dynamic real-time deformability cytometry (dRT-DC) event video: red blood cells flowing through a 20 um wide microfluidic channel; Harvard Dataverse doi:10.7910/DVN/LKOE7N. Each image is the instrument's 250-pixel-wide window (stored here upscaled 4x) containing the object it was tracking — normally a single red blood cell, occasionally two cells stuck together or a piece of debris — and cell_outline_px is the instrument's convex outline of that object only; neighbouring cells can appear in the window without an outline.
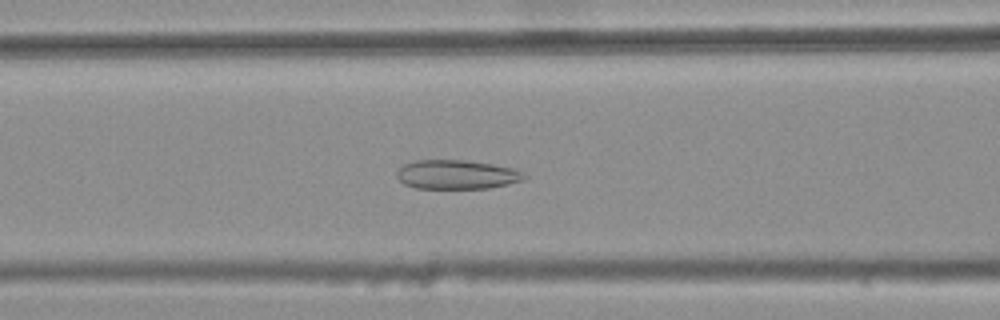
{"species": "common noctule bat (a hibernating species)", "species_latin": "Nyctalus noctula", "temperature_condition": "warm", "stored_images_in_passage": 45, "camera_frame_rate_fps": 3000, "um_per_image_px": 0.085, "animal": {"sex": "female", "body_mass_g": 25.1}, "frame": {"image": 1, "passage_image": 21, "time_ms": 6.667, "image_size_px": [1000, 320], "cell_outline_px": [[528, 176], [524, 180], [508, 184], [488, 188], [416, 188], [404, 184], [396, 176], [396, 172], [404, 164], [416, 160], [464, 160], [492, 164], [516, 168], [524, 172]], "centroid_in_image_um": [38.86, 14.83], "position_along_channel_um": 127.7, "area_um2": 21.73}}
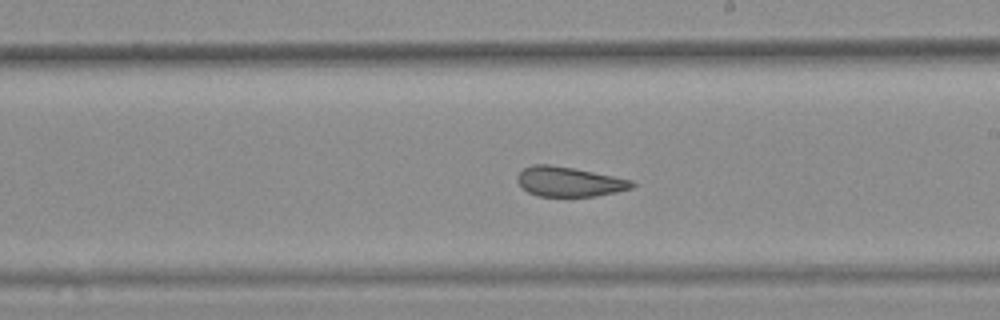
{"frame": {"image": 2, "passage_image": 30, "time_ms": 9.667, "image_size_px": [1000, 320], "cell_outline_px": [[636, 184], [632, 188], [616, 192], [596, 196], [536, 196], [528, 192], [516, 180], [516, 176], [524, 168], [532, 164], [552, 164], [632, 180]], "centroid_in_image_um": [48.35, 15.44], "position_along_channel_um": 240.6, "area_um2": 19.77}}
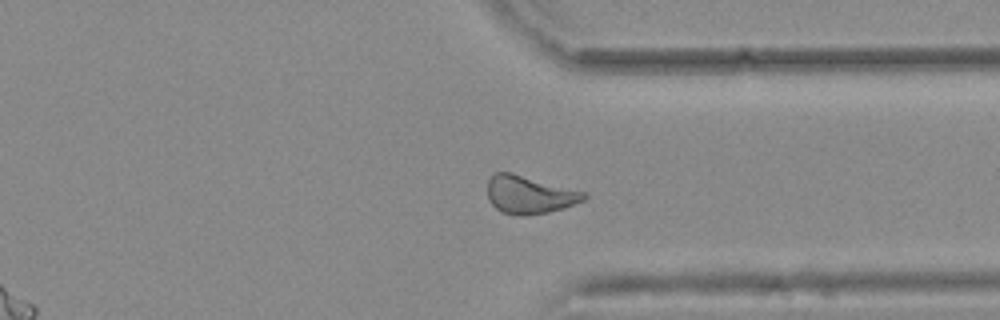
{"frame": {"image": 3, "passage_image": 40, "time_ms": 13.0, "image_size_px": [1000, 320], "cell_outline_px": [[588, 196], [584, 200], [564, 208], [548, 212], [524, 216], [520, 216], [504, 212], [496, 208], [488, 200], [488, 180], [496, 172], [512, 172], [584, 192]], "centroid_in_image_um": [44.99, 16.55], "position_along_channel_um": 366.4, "area_um2": 21.15}, "authors_computed_cell_mechanics": {"area_um2": 21.7906, "velocity_mm_per_s": 3.7676, "shape_relaxation_time_tau1_ms": null, "shape_relaxation_time_tau2_ms": 2.0663, "deformation_change_tau1": null, "deformation_change_tau2": 0.0982}}